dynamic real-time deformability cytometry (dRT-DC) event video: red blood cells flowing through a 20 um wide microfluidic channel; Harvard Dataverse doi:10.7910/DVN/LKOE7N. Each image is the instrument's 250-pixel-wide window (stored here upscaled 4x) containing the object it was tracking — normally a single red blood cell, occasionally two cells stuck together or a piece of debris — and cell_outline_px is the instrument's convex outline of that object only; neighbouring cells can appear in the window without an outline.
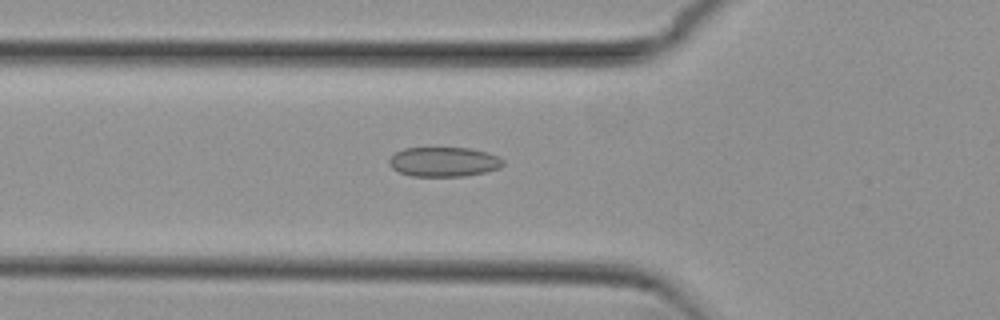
{"species": "common noctule bat (a hibernating species)", "species_latin": "Nyctalus noctula", "temperature_condition": "cold", "stored_images_in_passage": 54, "camera_frame_rate_fps": 3000, "um_per_image_px": 0.085, "animal": {"sex": "female", "body_mass_g": 29.2, "forearm_length_mm": 56.3}, "frame": {"image": 1, "passage_image": 19, "time_ms": 6.0, "image_size_px": [1000, 320], "cell_outline_px": [[504, 164], [500, 168], [484, 172], [464, 176], [412, 176], [400, 172], [392, 168], [388, 164], [388, 160], [396, 152], [404, 148], [468, 148], [488, 152], [500, 156], [504, 160]], "centroid_in_image_um": [37.75, 13.75], "position_along_channel_um": 88.1, "area_um2": 19.71}}
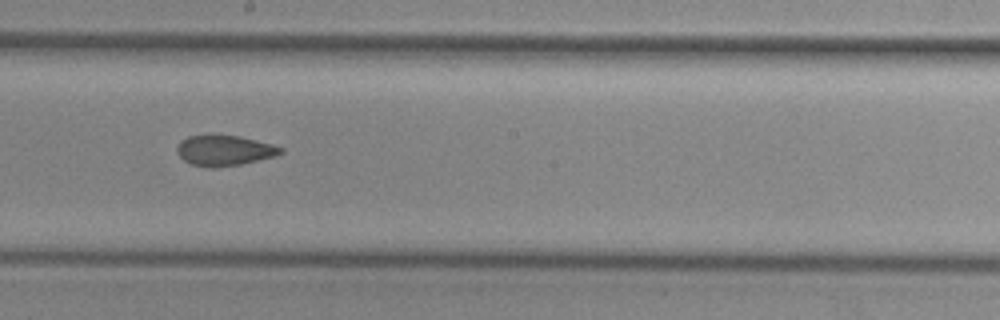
{"frame": {"image": 2, "passage_image": 30, "time_ms": 9.667, "image_size_px": [1000, 320], "cell_outline_px": [[284, 152], [276, 156], [240, 164], [216, 168], [212, 168], [192, 164], [184, 160], [176, 152], [176, 148], [180, 140], [188, 136], [212, 132], [240, 136], [272, 144], [284, 148]], "centroid_in_image_um": [19.05, 12.75], "position_along_channel_um": 229.2, "area_um2": 19.02}}
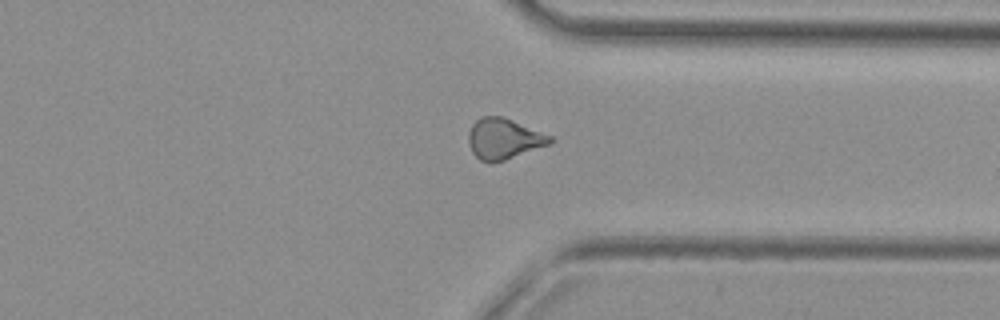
{"frame": {"image": 3, "passage_image": 41, "time_ms": 13.333, "image_size_px": [1000, 320], "cell_outline_px": [[556, 140], [548, 144], [504, 160], [480, 160], [472, 152], [468, 144], [468, 132], [472, 124], [480, 116], [500, 116], [552, 136]], "centroid_in_image_um": [42.79, 11.77], "position_along_channel_um": 368.6, "area_um2": 18.84}, "authors_computed_cell_mechanics": {"area_um2": 19.363, "velocity_mm_per_s": 3.8279, "shape_relaxation_time_tau1_ms": 8.0912, "shape_relaxation_time_tau2_ms": 2.8235, "deformation_change_tau1": 0.1259, "deformation_change_tau2": 0.0977}}